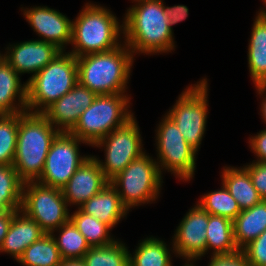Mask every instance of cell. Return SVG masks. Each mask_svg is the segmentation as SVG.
I'll return each instance as SVG.
<instances>
[{
    "label": "cell",
    "mask_w": 266,
    "mask_h": 266,
    "mask_svg": "<svg viewBox=\"0 0 266 266\" xmlns=\"http://www.w3.org/2000/svg\"><path fill=\"white\" fill-rule=\"evenodd\" d=\"M123 17L124 43L133 55L175 51L174 31L164 13V0H131Z\"/></svg>",
    "instance_id": "1"
},
{
    "label": "cell",
    "mask_w": 266,
    "mask_h": 266,
    "mask_svg": "<svg viewBox=\"0 0 266 266\" xmlns=\"http://www.w3.org/2000/svg\"><path fill=\"white\" fill-rule=\"evenodd\" d=\"M82 7L72 19V50L68 52L77 58L109 51L124 43L123 21L119 22L111 9L93 2Z\"/></svg>",
    "instance_id": "2"
},
{
    "label": "cell",
    "mask_w": 266,
    "mask_h": 266,
    "mask_svg": "<svg viewBox=\"0 0 266 266\" xmlns=\"http://www.w3.org/2000/svg\"><path fill=\"white\" fill-rule=\"evenodd\" d=\"M58 133L43 113H19L13 167L23 183L40 179L51 143Z\"/></svg>",
    "instance_id": "3"
},
{
    "label": "cell",
    "mask_w": 266,
    "mask_h": 266,
    "mask_svg": "<svg viewBox=\"0 0 266 266\" xmlns=\"http://www.w3.org/2000/svg\"><path fill=\"white\" fill-rule=\"evenodd\" d=\"M134 60L125 43L109 51L79 56L78 81L97 95L127 93Z\"/></svg>",
    "instance_id": "4"
},
{
    "label": "cell",
    "mask_w": 266,
    "mask_h": 266,
    "mask_svg": "<svg viewBox=\"0 0 266 266\" xmlns=\"http://www.w3.org/2000/svg\"><path fill=\"white\" fill-rule=\"evenodd\" d=\"M27 82V111L43 113L78 82L77 58L62 51Z\"/></svg>",
    "instance_id": "5"
},
{
    "label": "cell",
    "mask_w": 266,
    "mask_h": 266,
    "mask_svg": "<svg viewBox=\"0 0 266 266\" xmlns=\"http://www.w3.org/2000/svg\"><path fill=\"white\" fill-rule=\"evenodd\" d=\"M130 97L128 93L97 95L70 133L93 146L134 117Z\"/></svg>",
    "instance_id": "6"
},
{
    "label": "cell",
    "mask_w": 266,
    "mask_h": 266,
    "mask_svg": "<svg viewBox=\"0 0 266 266\" xmlns=\"http://www.w3.org/2000/svg\"><path fill=\"white\" fill-rule=\"evenodd\" d=\"M163 177L156 160L145 152L129 163L110 183L117 189L122 204L131 211L132 208L158 200Z\"/></svg>",
    "instance_id": "7"
},
{
    "label": "cell",
    "mask_w": 266,
    "mask_h": 266,
    "mask_svg": "<svg viewBox=\"0 0 266 266\" xmlns=\"http://www.w3.org/2000/svg\"><path fill=\"white\" fill-rule=\"evenodd\" d=\"M155 130L156 162L161 175L165 171L182 182L194 178L198 152L193 149L180 133L173 120L165 113ZM163 172V173H162Z\"/></svg>",
    "instance_id": "8"
},
{
    "label": "cell",
    "mask_w": 266,
    "mask_h": 266,
    "mask_svg": "<svg viewBox=\"0 0 266 266\" xmlns=\"http://www.w3.org/2000/svg\"><path fill=\"white\" fill-rule=\"evenodd\" d=\"M208 79L206 77L195 84L186 86L176 99V103L166 114L176 124L187 143L197 152L205 137L209 113Z\"/></svg>",
    "instance_id": "9"
},
{
    "label": "cell",
    "mask_w": 266,
    "mask_h": 266,
    "mask_svg": "<svg viewBox=\"0 0 266 266\" xmlns=\"http://www.w3.org/2000/svg\"><path fill=\"white\" fill-rule=\"evenodd\" d=\"M140 133L139 125L134 116L126 124L114 129L92 146V148L97 147L105 151L104 160L93 156L109 182L122 172L129 163L146 152Z\"/></svg>",
    "instance_id": "10"
},
{
    "label": "cell",
    "mask_w": 266,
    "mask_h": 266,
    "mask_svg": "<svg viewBox=\"0 0 266 266\" xmlns=\"http://www.w3.org/2000/svg\"><path fill=\"white\" fill-rule=\"evenodd\" d=\"M68 207L60 189L39 182L23 184L21 211L33 219L46 234H51L70 220Z\"/></svg>",
    "instance_id": "11"
},
{
    "label": "cell",
    "mask_w": 266,
    "mask_h": 266,
    "mask_svg": "<svg viewBox=\"0 0 266 266\" xmlns=\"http://www.w3.org/2000/svg\"><path fill=\"white\" fill-rule=\"evenodd\" d=\"M82 143L88 145L70 132H59L51 143L44 169L37 182L62 190L79 166L90 156L80 154Z\"/></svg>",
    "instance_id": "12"
},
{
    "label": "cell",
    "mask_w": 266,
    "mask_h": 266,
    "mask_svg": "<svg viewBox=\"0 0 266 266\" xmlns=\"http://www.w3.org/2000/svg\"><path fill=\"white\" fill-rule=\"evenodd\" d=\"M208 212L197 203L189 209L174 231L172 243L176 258L198 261L206 255Z\"/></svg>",
    "instance_id": "13"
},
{
    "label": "cell",
    "mask_w": 266,
    "mask_h": 266,
    "mask_svg": "<svg viewBox=\"0 0 266 266\" xmlns=\"http://www.w3.org/2000/svg\"><path fill=\"white\" fill-rule=\"evenodd\" d=\"M23 17L33 31L45 41L66 51L72 41V20L59 10L48 6L21 7Z\"/></svg>",
    "instance_id": "14"
},
{
    "label": "cell",
    "mask_w": 266,
    "mask_h": 266,
    "mask_svg": "<svg viewBox=\"0 0 266 266\" xmlns=\"http://www.w3.org/2000/svg\"><path fill=\"white\" fill-rule=\"evenodd\" d=\"M4 60L21 76L32 74L35 76L48 65L62 50L56 45L41 41L28 40L7 45Z\"/></svg>",
    "instance_id": "15"
},
{
    "label": "cell",
    "mask_w": 266,
    "mask_h": 266,
    "mask_svg": "<svg viewBox=\"0 0 266 266\" xmlns=\"http://www.w3.org/2000/svg\"><path fill=\"white\" fill-rule=\"evenodd\" d=\"M97 94L79 81L74 87L51 106L43 114L59 132H70L77 124L82 112L94 101Z\"/></svg>",
    "instance_id": "16"
},
{
    "label": "cell",
    "mask_w": 266,
    "mask_h": 266,
    "mask_svg": "<svg viewBox=\"0 0 266 266\" xmlns=\"http://www.w3.org/2000/svg\"><path fill=\"white\" fill-rule=\"evenodd\" d=\"M107 183L109 181L105 178L96 158L90 154L61 191L68 206L79 208L100 192Z\"/></svg>",
    "instance_id": "17"
},
{
    "label": "cell",
    "mask_w": 266,
    "mask_h": 266,
    "mask_svg": "<svg viewBox=\"0 0 266 266\" xmlns=\"http://www.w3.org/2000/svg\"><path fill=\"white\" fill-rule=\"evenodd\" d=\"M46 232L21 210L18 211L9 226L0 248V253L12 256L16 262L27 247L41 239Z\"/></svg>",
    "instance_id": "18"
},
{
    "label": "cell",
    "mask_w": 266,
    "mask_h": 266,
    "mask_svg": "<svg viewBox=\"0 0 266 266\" xmlns=\"http://www.w3.org/2000/svg\"><path fill=\"white\" fill-rule=\"evenodd\" d=\"M79 209L109 225L112 229L129 214V210L121 202L117 189L110 182Z\"/></svg>",
    "instance_id": "19"
},
{
    "label": "cell",
    "mask_w": 266,
    "mask_h": 266,
    "mask_svg": "<svg viewBox=\"0 0 266 266\" xmlns=\"http://www.w3.org/2000/svg\"><path fill=\"white\" fill-rule=\"evenodd\" d=\"M18 100V101H17ZM27 111V82L3 59L0 62V114Z\"/></svg>",
    "instance_id": "20"
},
{
    "label": "cell",
    "mask_w": 266,
    "mask_h": 266,
    "mask_svg": "<svg viewBox=\"0 0 266 266\" xmlns=\"http://www.w3.org/2000/svg\"><path fill=\"white\" fill-rule=\"evenodd\" d=\"M220 177L221 184L235 198L241 211L253 207L262 200L253 186L248 171L243 166L225 165Z\"/></svg>",
    "instance_id": "21"
},
{
    "label": "cell",
    "mask_w": 266,
    "mask_h": 266,
    "mask_svg": "<svg viewBox=\"0 0 266 266\" xmlns=\"http://www.w3.org/2000/svg\"><path fill=\"white\" fill-rule=\"evenodd\" d=\"M248 43L247 61L253 84L266 82V18L258 13Z\"/></svg>",
    "instance_id": "22"
},
{
    "label": "cell",
    "mask_w": 266,
    "mask_h": 266,
    "mask_svg": "<svg viewBox=\"0 0 266 266\" xmlns=\"http://www.w3.org/2000/svg\"><path fill=\"white\" fill-rule=\"evenodd\" d=\"M266 230V200L242 210L233 220L234 240L241 250Z\"/></svg>",
    "instance_id": "23"
},
{
    "label": "cell",
    "mask_w": 266,
    "mask_h": 266,
    "mask_svg": "<svg viewBox=\"0 0 266 266\" xmlns=\"http://www.w3.org/2000/svg\"><path fill=\"white\" fill-rule=\"evenodd\" d=\"M137 245L133 253L129 252V266H173L172 242L170 247L160 238L147 236Z\"/></svg>",
    "instance_id": "24"
},
{
    "label": "cell",
    "mask_w": 266,
    "mask_h": 266,
    "mask_svg": "<svg viewBox=\"0 0 266 266\" xmlns=\"http://www.w3.org/2000/svg\"><path fill=\"white\" fill-rule=\"evenodd\" d=\"M206 231V254L211 252V250L213 251L210 253V256L229 255L239 251L234 240L232 220L208 213Z\"/></svg>",
    "instance_id": "25"
},
{
    "label": "cell",
    "mask_w": 266,
    "mask_h": 266,
    "mask_svg": "<svg viewBox=\"0 0 266 266\" xmlns=\"http://www.w3.org/2000/svg\"><path fill=\"white\" fill-rule=\"evenodd\" d=\"M70 220L86 238L90 247L107 246L117 240L115 236L113 237L112 228L109 225L91 215L85 214L79 208L70 214Z\"/></svg>",
    "instance_id": "26"
},
{
    "label": "cell",
    "mask_w": 266,
    "mask_h": 266,
    "mask_svg": "<svg viewBox=\"0 0 266 266\" xmlns=\"http://www.w3.org/2000/svg\"><path fill=\"white\" fill-rule=\"evenodd\" d=\"M51 234L63 260H82L91 248L86 238L78 231L71 220L61 225Z\"/></svg>",
    "instance_id": "27"
},
{
    "label": "cell",
    "mask_w": 266,
    "mask_h": 266,
    "mask_svg": "<svg viewBox=\"0 0 266 266\" xmlns=\"http://www.w3.org/2000/svg\"><path fill=\"white\" fill-rule=\"evenodd\" d=\"M62 260L54 237L45 234L27 247L17 262L22 266H59Z\"/></svg>",
    "instance_id": "28"
},
{
    "label": "cell",
    "mask_w": 266,
    "mask_h": 266,
    "mask_svg": "<svg viewBox=\"0 0 266 266\" xmlns=\"http://www.w3.org/2000/svg\"><path fill=\"white\" fill-rule=\"evenodd\" d=\"M23 184L13 165H0V212L21 210Z\"/></svg>",
    "instance_id": "29"
},
{
    "label": "cell",
    "mask_w": 266,
    "mask_h": 266,
    "mask_svg": "<svg viewBox=\"0 0 266 266\" xmlns=\"http://www.w3.org/2000/svg\"><path fill=\"white\" fill-rule=\"evenodd\" d=\"M127 244L117 239L103 247H91L83 257L86 266H129Z\"/></svg>",
    "instance_id": "30"
},
{
    "label": "cell",
    "mask_w": 266,
    "mask_h": 266,
    "mask_svg": "<svg viewBox=\"0 0 266 266\" xmlns=\"http://www.w3.org/2000/svg\"><path fill=\"white\" fill-rule=\"evenodd\" d=\"M197 204L209 214L226 217L232 221L241 212L237 201L223 184L220 189L204 193Z\"/></svg>",
    "instance_id": "31"
},
{
    "label": "cell",
    "mask_w": 266,
    "mask_h": 266,
    "mask_svg": "<svg viewBox=\"0 0 266 266\" xmlns=\"http://www.w3.org/2000/svg\"><path fill=\"white\" fill-rule=\"evenodd\" d=\"M18 126L19 113L0 114V165H13Z\"/></svg>",
    "instance_id": "32"
},
{
    "label": "cell",
    "mask_w": 266,
    "mask_h": 266,
    "mask_svg": "<svg viewBox=\"0 0 266 266\" xmlns=\"http://www.w3.org/2000/svg\"><path fill=\"white\" fill-rule=\"evenodd\" d=\"M241 251L250 266H266V230L244 246Z\"/></svg>",
    "instance_id": "33"
},
{
    "label": "cell",
    "mask_w": 266,
    "mask_h": 266,
    "mask_svg": "<svg viewBox=\"0 0 266 266\" xmlns=\"http://www.w3.org/2000/svg\"><path fill=\"white\" fill-rule=\"evenodd\" d=\"M243 167L248 171L260 198L266 200V163L252 161Z\"/></svg>",
    "instance_id": "34"
},
{
    "label": "cell",
    "mask_w": 266,
    "mask_h": 266,
    "mask_svg": "<svg viewBox=\"0 0 266 266\" xmlns=\"http://www.w3.org/2000/svg\"><path fill=\"white\" fill-rule=\"evenodd\" d=\"M207 266H250V264L244 253L239 250L238 252L229 255H213Z\"/></svg>",
    "instance_id": "35"
},
{
    "label": "cell",
    "mask_w": 266,
    "mask_h": 266,
    "mask_svg": "<svg viewBox=\"0 0 266 266\" xmlns=\"http://www.w3.org/2000/svg\"><path fill=\"white\" fill-rule=\"evenodd\" d=\"M249 148L254 153L258 161L266 163V128L257 132V134L251 135L248 139Z\"/></svg>",
    "instance_id": "36"
},
{
    "label": "cell",
    "mask_w": 266,
    "mask_h": 266,
    "mask_svg": "<svg viewBox=\"0 0 266 266\" xmlns=\"http://www.w3.org/2000/svg\"><path fill=\"white\" fill-rule=\"evenodd\" d=\"M164 13L169 20L170 28L173 30L172 26L177 25L188 17L189 9L186 5L182 4L170 7L164 5Z\"/></svg>",
    "instance_id": "37"
},
{
    "label": "cell",
    "mask_w": 266,
    "mask_h": 266,
    "mask_svg": "<svg viewBox=\"0 0 266 266\" xmlns=\"http://www.w3.org/2000/svg\"><path fill=\"white\" fill-rule=\"evenodd\" d=\"M17 212L15 210L0 212V248L7 235L11 221Z\"/></svg>",
    "instance_id": "38"
},
{
    "label": "cell",
    "mask_w": 266,
    "mask_h": 266,
    "mask_svg": "<svg viewBox=\"0 0 266 266\" xmlns=\"http://www.w3.org/2000/svg\"><path fill=\"white\" fill-rule=\"evenodd\" d=\"M256 93L259 95V97L262 99L260 102V112L263 122L266 124V82L255 84Z\"/></svg>",
    "instance_id": "39"
},
{
    "label": "cell",
    "mask_w": 266,
    "mask_h": 266,
    "mask_svg": "<svg viewBox=\"0 0 266 266\" xmlns=\"http://www.w3.org/2000/svg\"><path fill=\"white\" fill-rule=\"evenodd\" d=\"M59 266H86L83 260H62Z\"/></svg>",
    "instance_id": "40"
},
{
    "label": "cell",
    "mask_w": 266,
    "mask_h": 266,
    "mask_svg": "<svg viewBox=\"0 0 266 266\" xmlns=\"http://www.w3.org/2000/svg\"><path fill=\"white\" fill-rule=\"evenodd\" d=\"M263 4H265V9H259L256 13H258L260 16L266 18V0H263Z\"/></svg>",
    "instance_id": "41"
},
{
    "label": "cell",
    "mask_w": 266,
    "mask_h": 266,
    "mask_svg": "<svg viewBox=\"0 0 266 266\" xmlns=\"http://www.w3.org/2000/svg\"><path fill=\"white\" fill-rule=\"evenodd\" d=\"M195 264H196V261H192V262L185 261V263L182 266H196Z\"/></svg>",
    "instance_id": "42"
},
{
    "label": "cell",
    "mask_w": 266,
    "mask_h": 266,
    "mask_svg": "<svg viewBox=\"0 0 266 266\" xmlns=\"http://www.w3.org/2000/svg\"><path fill=\"white\" fill-rule=\"evenodd\" d=\"M0 52H1V50H0ZM3 56H4V54L1 52V53H0V62L4 59Z\"/></svg>",
    "instance_id": "43"
}]
</instances>
